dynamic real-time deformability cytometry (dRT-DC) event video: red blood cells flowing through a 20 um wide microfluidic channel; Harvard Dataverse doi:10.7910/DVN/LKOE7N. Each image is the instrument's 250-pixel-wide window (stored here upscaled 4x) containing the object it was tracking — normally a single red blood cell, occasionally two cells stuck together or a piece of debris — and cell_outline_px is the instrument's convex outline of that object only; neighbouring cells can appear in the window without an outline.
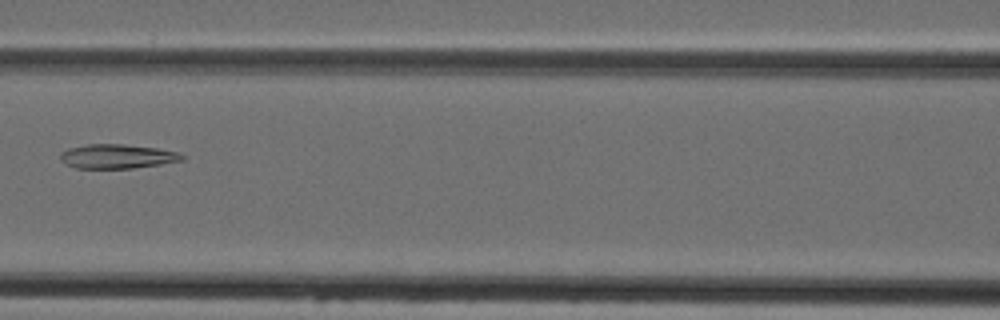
{"species": "Egyptian fruit bat (a non-hibernating species)", "species_latin": "Rousettus aegyptiacus", "temperature_condition": "cold", "stored_images_in_passage": 3, "camera_frame_rate_fps": 3000, "um_per_image_px": 0.085, "animal": {"sex": "female"}, "frame": {"image": 1, "passage_image": 3, "time_ms": 2.333, "image_size_px": [1000, 320], "cell_outline_px": [[184, 160], [160, 164], [132, 168], [76, 168], [64, 164], [60, 160], [60, 152], [68, 148], [88, 144], [124, 144], [156, 148], [180, 152], [184, 156]], "centroid_in_image_um": [9.93, 13.29], "position_along_channel_um": 156.7, "area_um2": 17.28}}